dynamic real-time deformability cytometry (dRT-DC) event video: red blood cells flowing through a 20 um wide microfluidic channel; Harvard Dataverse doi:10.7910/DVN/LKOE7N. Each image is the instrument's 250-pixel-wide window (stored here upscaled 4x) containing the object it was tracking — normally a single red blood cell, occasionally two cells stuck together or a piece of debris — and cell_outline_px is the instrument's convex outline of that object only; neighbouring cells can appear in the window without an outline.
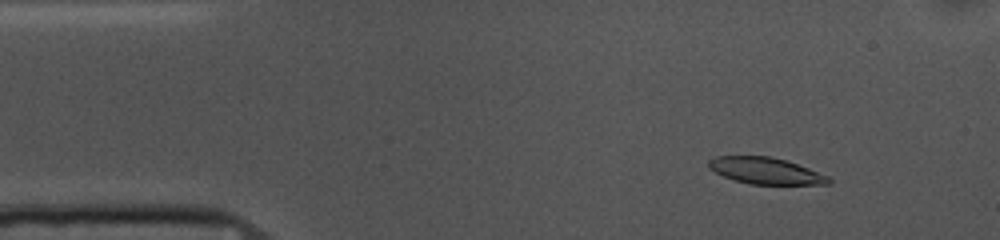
{"species": "common noctule bat (a hibernating species)", "species_latin": "Nyctalus noctula", "temperature_condition": "cold", "stored_images_in_passage": 15, "segment_of_instrument_passage": [1, 2], "camera_frame_rate_fps": 3000, "um_per_image_px": 0.085, "animal": {"sex": "female", "body_mass_g": 10.0, "forearm_length_mm": 53.1}, "frame": {"image": 1, "passage_image": 6, "time_ms": 1.667, "image_size_px": [1000, 240], "cell_outline_px": [[832, 184], [748, 184], [724, 176], [708, 168], [708, 160], [716, 156], [768, 156], [784, 160], [808, 168], [828, 176], [832, 180]], "centroid_in_image_um": [65.07, 14.52], "position_along_channel_um": 19.9, "area_um2": 18.32}}
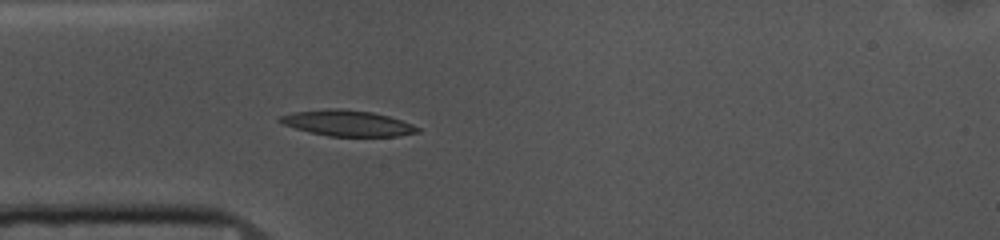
{"frame": {"image": 2, "passage_image": 14, "time_ms": 4.333, "image_size_px": [1000, 240], "cell_outline_px": [[420, 132], [400, 136], [328, 136], [308, 132], [284, 124], [276, 120], [280, 116], [292, 112], [328, 108], [340, 108], [372, 112], [388, 116], [412, 124], [420, 128]], "centroid_in_image_um": [29.52, 10.47], "position_along_channel_um": 55.5, "area_um2": 20.75}}